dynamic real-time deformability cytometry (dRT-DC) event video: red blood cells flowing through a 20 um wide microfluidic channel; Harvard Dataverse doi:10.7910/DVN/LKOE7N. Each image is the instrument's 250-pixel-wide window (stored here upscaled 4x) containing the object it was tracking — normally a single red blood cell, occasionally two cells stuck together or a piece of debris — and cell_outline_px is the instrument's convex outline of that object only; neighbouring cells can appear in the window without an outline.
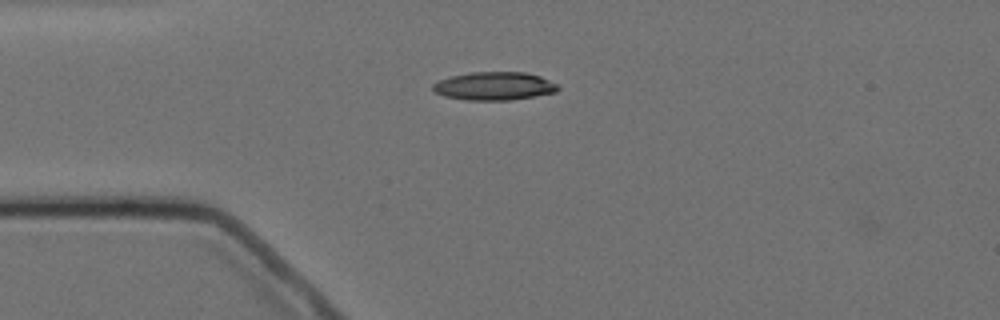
{"species": "Egyptian fruit bat (a non-hibernating species)", "species_latin": "Rousettus aegyptiacus", "temperature_condition": "cold", "stored_images_in_passage": 4, "camera_frame_rate_fps": 3000, "um_per_image_px": 0.085, "animal": {"sex": "female"}, "frame": {"image": 1, "passage_image": 1, "time_ms": 0.0, "image_size_px": [1000, 320], "cell_outline_px": [[560, 88], [556, 92], [512, 100], [468, 100], [444, 96], [436, 92], [432, 88], [432, 84], [440, 80], [452, 76], [472, 72], [524, 72], [540, 76], [556, 84]], "centroid_in_image_um": [42.02, 7.32], "position_along_channel_um": 43.0, "area_um2": 20.4}}
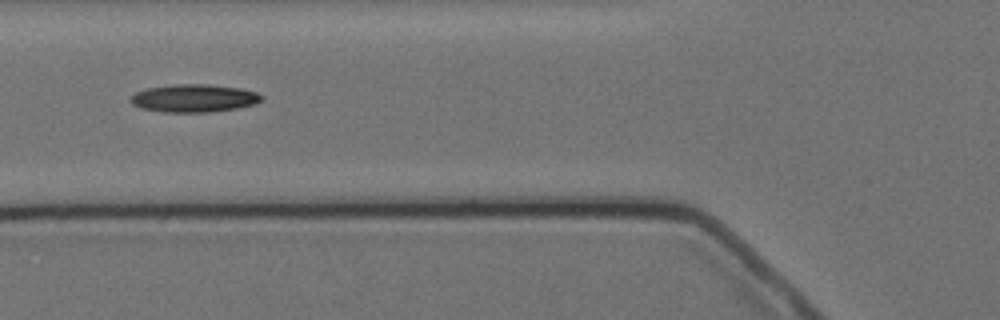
{"frame": {"image": 2, "passage_image": 3, "time_ms": 2.333, "image_size_px": [1000, 320], "cell_outline_px": [[264, 100], [256, 104], [236, 108], [212, 112], [164, 112], [140, 108], [132, 104], [128, 100], [136, 92], [148, 88], [176, 84], [208, 84], [240, 88], [256, 92], [264, 96]], "centroid_in_image_um": [16.52, 8.35], "position_along_channel_um": 109.3, "area_um2": 21.39}}
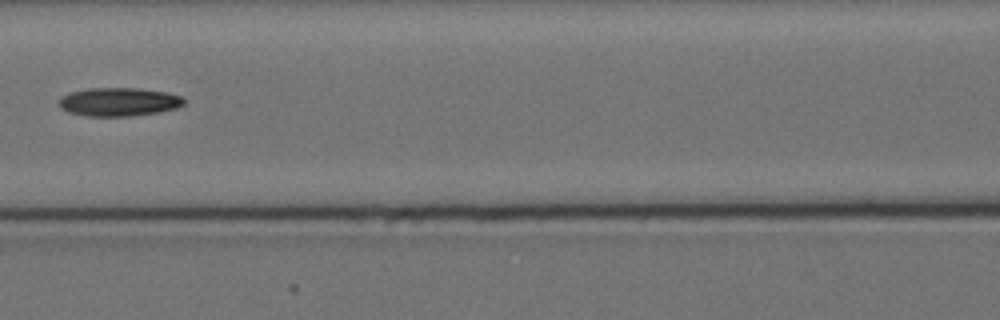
{"frame": {"image": 3, "passage_image": 4, "time_ms": 3.667, "image_size_px": [1000, 320], "cell_outline_px": [[184, 104], [176, 108], [160, 112], [132, 116], [84, 116], [68, 112], [60, 108], [60, 100], [64, 96], [72, 92], [88, 88], [140, 88], [168, 92], [180, 96], [184, 100]], "centroid_in_image_um": [10.13, 8.66], "position_along_channel_um": 156.5, "area_um2": 20.75}}